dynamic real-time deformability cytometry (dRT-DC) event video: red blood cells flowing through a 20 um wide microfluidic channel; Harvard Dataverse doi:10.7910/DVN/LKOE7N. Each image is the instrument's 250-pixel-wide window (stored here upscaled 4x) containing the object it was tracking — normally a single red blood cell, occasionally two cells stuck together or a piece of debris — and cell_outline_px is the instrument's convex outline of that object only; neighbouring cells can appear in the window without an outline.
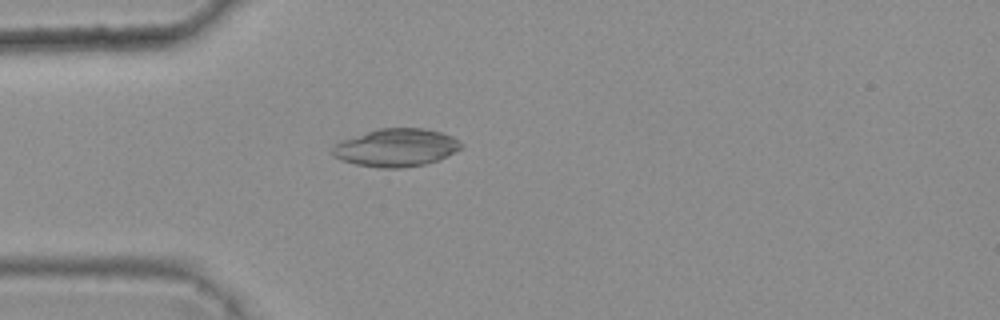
{"species": "common noctule bat (a hibernating species)", "species_latin": "Nyctalus noctula", "temperature_condition": "warm", "stored_images_in_passage": 2, "camera_frame_rate_fps": 3000, "um_per_image_px": 0.085, "animal": {"sex": "female", "body_mass_g": 25.1}, "frame": {"image": 1, "passage_image": 2, "time_ms": 0.333, "image_size_px": [1000, 320], "cell_outline_px": [[464, 148], [436, 160], [424, 164], [400, 168], [380, 168], [356, 164], [340, 160], [332, 156], [332, 148], [336, 144], [344, 140], [376, 128], [424, 128], [440, 132], [452, 136], [464, 144]], "centroid_in_image_um": [33.68, 12.54], "position_along_channel_um": 51.3, "area_um2": 28.32}}